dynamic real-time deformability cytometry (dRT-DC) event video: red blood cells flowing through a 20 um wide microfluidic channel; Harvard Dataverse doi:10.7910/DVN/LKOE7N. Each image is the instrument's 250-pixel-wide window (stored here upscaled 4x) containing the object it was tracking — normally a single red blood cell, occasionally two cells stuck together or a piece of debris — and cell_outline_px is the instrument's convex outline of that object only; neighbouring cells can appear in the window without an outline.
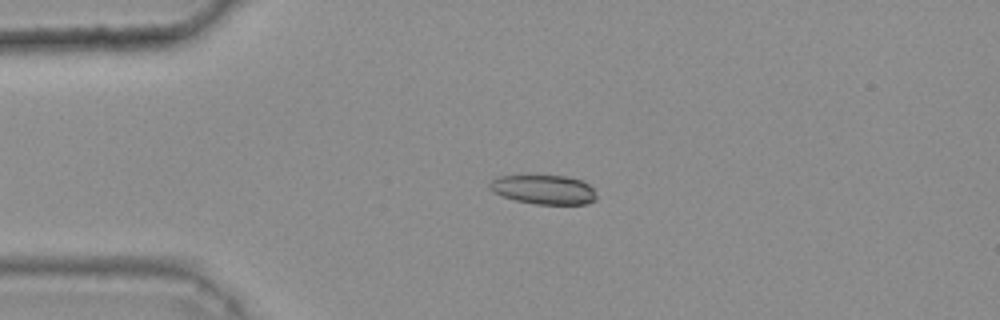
{"species": "common noctule bat (a hibernating species)", "species_latin": "Nyctalus noctula", "temperature_condition": "warm", "stored_images_in_passage": 34, "camera_frame_rate_fps": 3000, "um_per_image_px": 0.085, "animal": {"sex": "female", "body_mass_g": 25.1}, "frame": {"image": 1, "passage_image": 1, "time_ms": 0.0, "image_size_px": [1000, 320], "cell_outline_px": [[596, 200], [588, 204], [536, 204], [516, 200], [492, 192], [488, 188], [488, 184], [492, 180], [500, 176], [524, 172], [564, 176], [580, 180], [588, 184], [592, 188], [596, 196]], "centroid_in_image_um": [46.15, 16.06], "position_along_channel_um": 38.8, "area_um2": 18.96}}
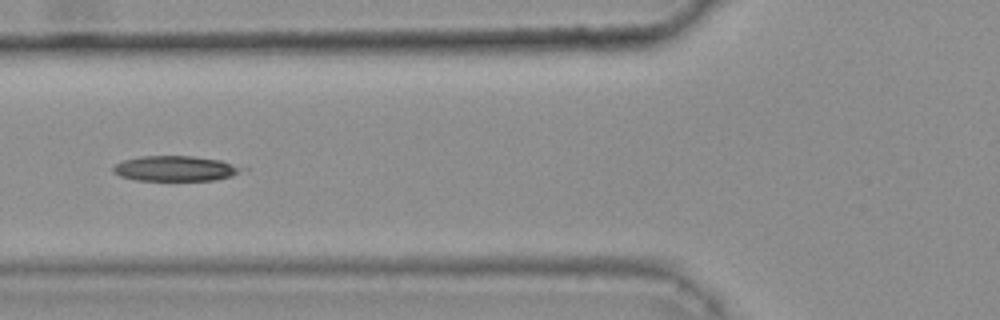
{"frame": {"image": 2, "passage_image": 9, "time_ms": 2.667, "image_size_px": [1000, 320], "cell_outline_px": [[248, 168], [232, 176], [216, 180], [136, 180], [120, 176], [112, 172], [112, 168], [116, 164], [124, 160], [140, 156], [192, 156], [220, 160]], "centroid_in_image_um": [14.92, 14.32], "position_along_channel_um": 110.9, "area_um2": 18.96}}
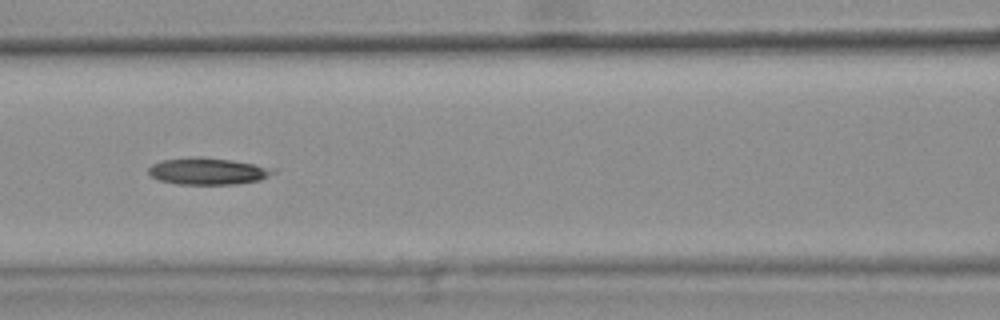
{"frame": {"image": 3, "passage_image": 12, "time_ms": 3.667, "image_size_px": [1000, 320], "cell_outline_px": [[276, 172], [260, 180], [236, 184], [176, 184], [160, 180], [152, 176], [148, 172], [148, 168], [152, 164], [164, 160], [200, 156], [232, 160], [276, 168]], "centroid_in_image_um": [17.7, 14.55], "position_along_channel_um": 148.9, "area_um2": 19.42}}